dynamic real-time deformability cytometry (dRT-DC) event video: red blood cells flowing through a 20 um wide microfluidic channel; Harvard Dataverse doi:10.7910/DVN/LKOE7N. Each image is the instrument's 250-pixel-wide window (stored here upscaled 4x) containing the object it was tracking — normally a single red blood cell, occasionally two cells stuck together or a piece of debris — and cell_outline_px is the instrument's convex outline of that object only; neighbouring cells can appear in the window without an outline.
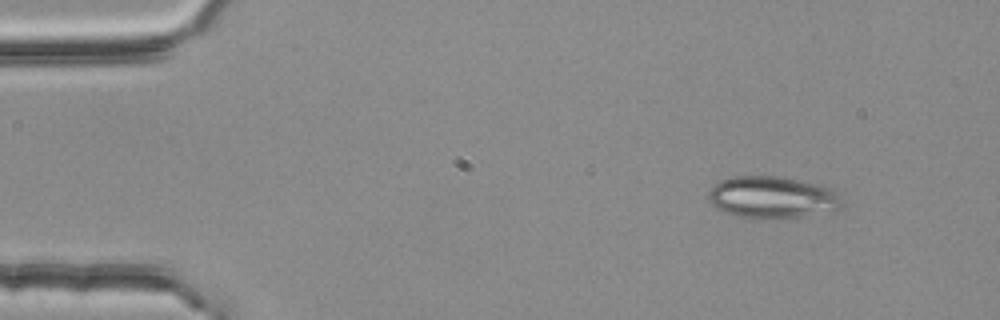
{"species": "common noctule bat (a hibernating species)", "species_latin": "Nyctalus noctula", "temperature_condition": "room temperature", "stored_images_in_passage": 3, "camera_frame_rate_fps": 3000, "um_per_image_px": 0.085, "animal": {"sex": "female", "body_mass_g": 25.1}, "frame": {"image": 1, "passage_image": 1, "time_ms": 0.0, "image_size_px": [1000, 320], "cell_outline_px": [[844, 204], [840, 208], [832, 212], [800, 216], [736, 216], [724, 212], [716, 208], [708, 200], [708, 188], [712, 184], [720, 180], [732, 176], [780, 176], [820, 184], [832, 188], [844, 200]], "centroid_in_image_um": [65.66, 16.73], "position_along_channel_um": 19.3, "area_um2": 32.6}}